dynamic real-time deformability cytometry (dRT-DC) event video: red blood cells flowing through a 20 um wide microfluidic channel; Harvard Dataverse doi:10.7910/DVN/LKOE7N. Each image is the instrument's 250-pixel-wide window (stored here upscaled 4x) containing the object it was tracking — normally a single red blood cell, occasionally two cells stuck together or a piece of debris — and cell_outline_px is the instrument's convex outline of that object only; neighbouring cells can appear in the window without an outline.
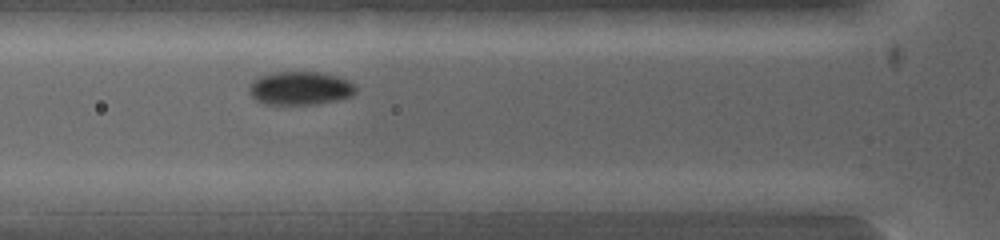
{"species": "common noctule bat (a hibernating species)", "species_latin": "Nyctalus noctula", "temperature_condition": "warm", "stored_images_in_passage": 3, "camera_frame_rate_fps": 5000, "um_per_image_px": 0.085, "animal": {"sex": "female", "body_mass_g": 19.0, "forearm_length_mm": 53.3}, "frame": {"image": 1, "passage_image": 3, "time_ms": 1.2, "image_size_px": [1000, 240], "cell_outline_px": [[668, 200], [644, 212], [496, 212], [500, 200], [524, 192], [644, 192]], "centroid_in_image_um": [49.28, 17.19], "position_along_channel_um": 76.5, "area_um2": 22.02}}